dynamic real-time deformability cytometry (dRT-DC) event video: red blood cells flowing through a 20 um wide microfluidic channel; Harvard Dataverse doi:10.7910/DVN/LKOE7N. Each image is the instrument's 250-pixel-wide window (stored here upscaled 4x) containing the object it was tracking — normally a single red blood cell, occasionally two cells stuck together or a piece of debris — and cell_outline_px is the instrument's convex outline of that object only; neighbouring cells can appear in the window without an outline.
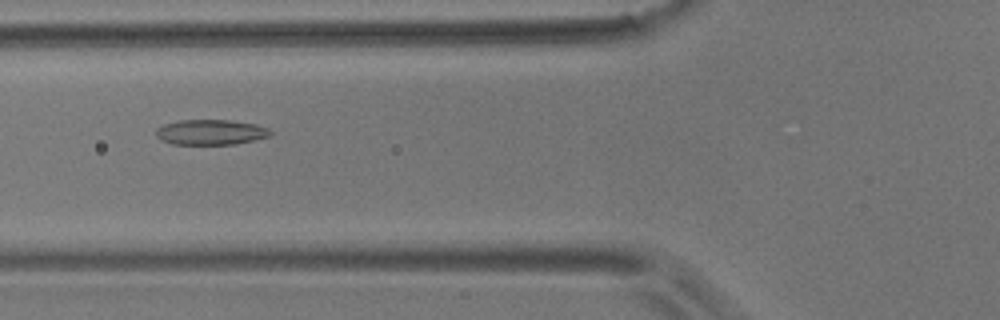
{"species": "common noctule bat (a hibernating species)", "species_latin": "Nyctalus noctula", "temperature_condition": "room temperature", "stored_images_in_passage": 44, "camera_frame_rate_fps": 3000, "um_per_image_px": 0.085, "animal": {"sex": "male", "body_mass_g": 17.9}, "frame": {"image": 1, "passage_image": 9, "time_ms": 2.667, "image_size_px": [1000, 320], "cell_outline_px": [[272, 136], [236, 144], [172, 144], [160, 140], [156, 136], [156, 128], [164, 124], [180, 120], [228, 120], [256, 124], [268, 128], [272, 132]], "centroid_in_image_um": [17.91, 11.24], "position_along_channel_um": 107.9, "area_um2": 16.94}}
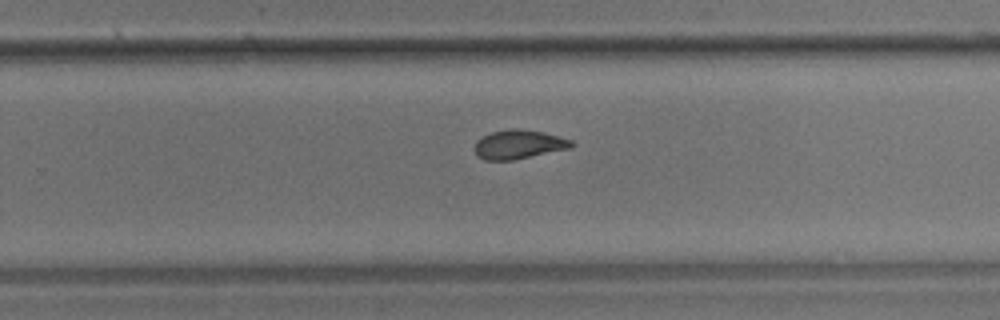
{"frame": {"image": 2, "passage_image": 24, "time_ms": 7.667, "image_size_px": [1000, 320], "cell_outline_px": [[576, 144], [572, 148], [512, 160], [484, 160], [476, 156], [476, 140], [492, 132], [512, 128], [516, 128], [544, 132], [572, 140]], "centroid_in_image_um": [44.13, 12.28], "position_along_channel_um": 285.7, "area_um2": 16.36}}
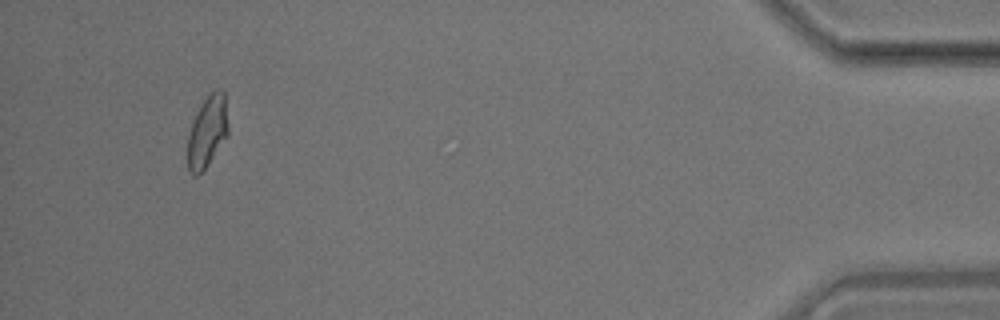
{"frame": {"image": 3, "passage_image": 41, "time_ms": 13.333, "image_size_px": [1000, 320], "cell_outline_px": [[228, 136], [208, 164], [196, 176], [192, 176], [188, 168], [188, 132], [192, 120], [196, 112], [204, 100], [216, 88], [220, 88], [224, 92], [228, 124]], "centroid_in_image_um": [17.62, 11.18], "position_along_channel_um": 417.6, "area_um2": 16.94}, "authors_computed_cell_mechanics": {"area_um2": 16.8776, "velocity_mm_per_s": 3.5651, "shape_relaxation_time_tau1_ms": 9.9897, "shape_relaxation_time_tau2_ms": 2.289, "deformation_change_tau1": 0.1919, "deformation_change_tau2": 0.0924}}